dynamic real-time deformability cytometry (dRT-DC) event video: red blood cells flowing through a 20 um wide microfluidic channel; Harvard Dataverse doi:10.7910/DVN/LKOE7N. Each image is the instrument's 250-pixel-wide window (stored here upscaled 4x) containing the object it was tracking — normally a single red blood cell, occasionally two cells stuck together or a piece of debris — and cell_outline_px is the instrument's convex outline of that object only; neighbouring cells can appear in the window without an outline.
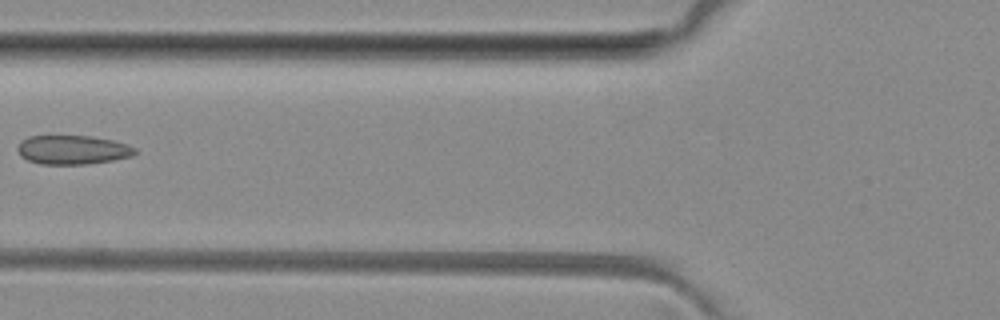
{"species": "common noctule bat (a hibernating species)", "species_latin": "Nyctalus noctula", "temperature_condition": "room temperature", "stored_images_in_passage": 5, "camera_frame_rate_fps": 3000, "um_per_image_px": 0.085, "animal": {"sex": "female", "body_mass_g": 29.2, "forearm_length_mm": 56.3}, "frame": {"image": 1, "passage_image": 5, "time_ms": 4.333, "image_size_px": [1000, 320], "cell_outline_px": [[136, 152], [132, 156], [112, 160], [84, 164], [40, 164], [28, 160], [20, 156], [16, 148], [20, 140], [28, 136], [92, 136], [112, 140], [128, 144], [136, 148]], "centroid_in_image_um": [6.14, 12.73], "position_along_channel_um": 119.7, "area_um2": 19.94}}